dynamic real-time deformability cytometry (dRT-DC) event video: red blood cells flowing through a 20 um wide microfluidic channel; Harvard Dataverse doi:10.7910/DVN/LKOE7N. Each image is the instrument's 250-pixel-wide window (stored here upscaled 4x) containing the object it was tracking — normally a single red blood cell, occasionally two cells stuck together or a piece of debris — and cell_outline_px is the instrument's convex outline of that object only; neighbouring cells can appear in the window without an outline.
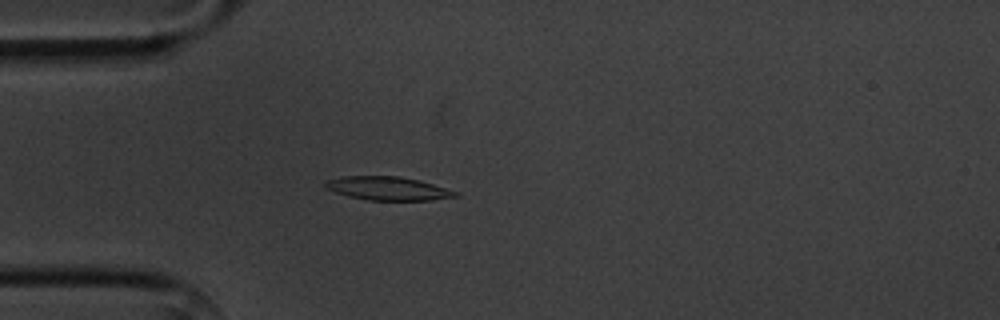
{"species": "common noctule bat (a hibernating species)", "species_latin": "Nyctalus noctula", "temperature_condition": "cold", "stored_images_in_passage": 5, "camera_frame_rate_fps": 3000, "um_per_image_px": 0.085, "animal": {"sex": "male", "body_mass_g": 20.1, "forearm_length_mm": 53.5}, "frame": {"image": 1, "passage_image": 5, "time_ms": 4.667, "image_size_px": [1000, 320], "cell_outline_px": [[460, 196], [432, 200], [368, 200], [348, 196], [336, 192], [328, 188], [324, 184], [324, 180], [344, 176], [400, 176], [420, 180], [460, 192]], "centroid_in_image_um": [33.02, 16.01], "position_along_channel_um": 52.0, "area_um2": 17.92}}